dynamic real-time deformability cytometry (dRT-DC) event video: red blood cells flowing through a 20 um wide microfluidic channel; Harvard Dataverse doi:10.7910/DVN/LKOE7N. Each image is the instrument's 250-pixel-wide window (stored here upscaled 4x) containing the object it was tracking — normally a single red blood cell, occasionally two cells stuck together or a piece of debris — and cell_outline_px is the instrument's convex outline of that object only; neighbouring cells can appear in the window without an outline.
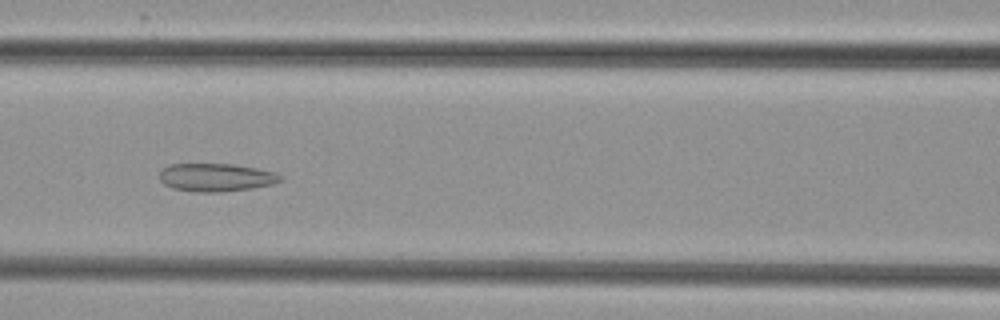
{"species": "common noctule bat (a hibernating species)", "species_latin": "Nyctalus noctula", "temperature_condition": "cold", "stored_images_in_passage": 8, "camera_frame_rate_fps": 3000, "um_per_image_px": 0.085, "animal": {"sex": "female", "body_mass_g": 29.2, "forearm_length_mm": 56.3}, "frame": {"image": 1, "passage_image": 7, "time_ms": 7.0, "image_size_px": [1000, 320], "cell_outline_px": [[280, 180], [272, 184], [252, 188], [220, 192], [196, 192], [172, 188], [164, 184], [160, 180], [160, 168], [168, 164], [232, 164], [256, 168], [276, 172], [280, 176]], "centroid_in_image_um": [18.31, 15.07], "position_along_channel_um": 148.3, "area_um2": 19.77}}
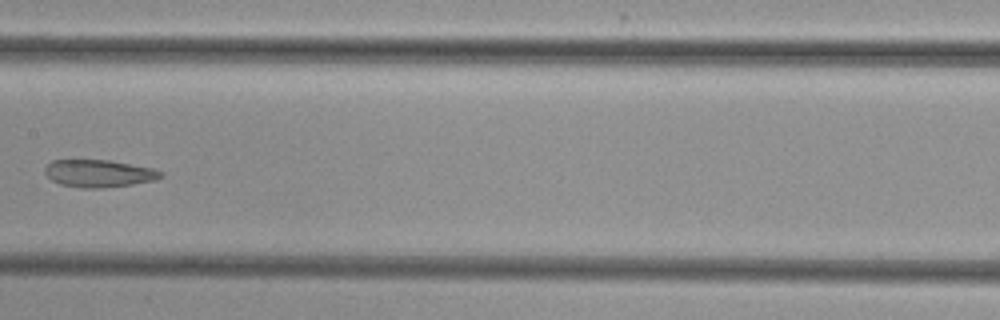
{"frame": {"image": 2, "passage_image": 8, "time_ms": 8.333, "image_size_px": [1000, 320], "cell_outline_px": [[164, 176], [156, 180], [132, 184], [100, 188], [80, 188], [60, 184], [52, 180], [44, 172], [44, 168], [52, 160], [108, 160], [152, 168], [164, 172]], "centroid_in_image_um": [8.41, 14.74], "position_along_channel_um": 199.0, "area_um2": 18.5}}